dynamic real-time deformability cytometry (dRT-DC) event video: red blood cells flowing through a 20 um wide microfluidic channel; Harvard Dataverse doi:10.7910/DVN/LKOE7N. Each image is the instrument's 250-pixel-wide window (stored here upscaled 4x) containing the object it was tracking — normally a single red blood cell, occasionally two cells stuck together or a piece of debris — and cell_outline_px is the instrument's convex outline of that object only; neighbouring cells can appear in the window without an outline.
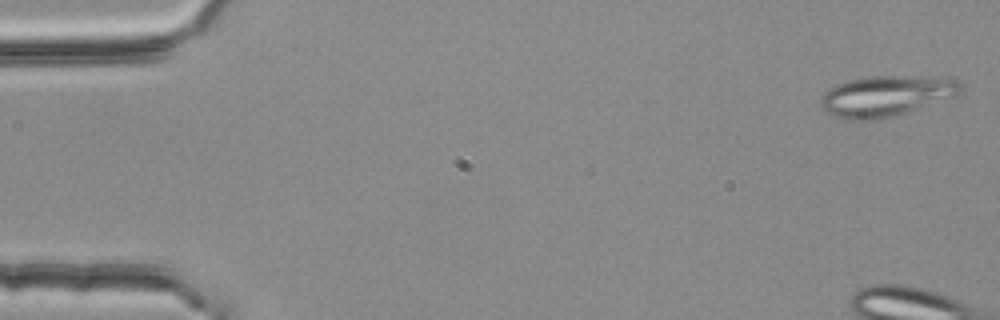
{"species": "common noctule bat (a hibernating species)", "species_latin": "Nyctalus noctula", "temperature_condition": "room temperature", "stored_images_in_passage": 8, "camera_frame_rate_fps": 3000, "um_per_image_px": 0.085, "animal": {"sex": "female", "body_mass_g": 25.1}, "frame": {"image": 1, "passage_image": 2, "time_ms": 0.333, "image_size_px": [1000, 320], "cell_outline_px": [[960, 92], [956, 96], [904, 112], [888, 116], [868, 120], [848, 120], [824, 112], [820, 108], [820, 96], [828, 88], [836, 84], [848, 80], [868, 76], [948, 76], [956, 80], [960, 84]], "centroid_in_image_um": [75.27, 8.12], "position_along_channel_um": 9.7, "area_um2": 33.18}}